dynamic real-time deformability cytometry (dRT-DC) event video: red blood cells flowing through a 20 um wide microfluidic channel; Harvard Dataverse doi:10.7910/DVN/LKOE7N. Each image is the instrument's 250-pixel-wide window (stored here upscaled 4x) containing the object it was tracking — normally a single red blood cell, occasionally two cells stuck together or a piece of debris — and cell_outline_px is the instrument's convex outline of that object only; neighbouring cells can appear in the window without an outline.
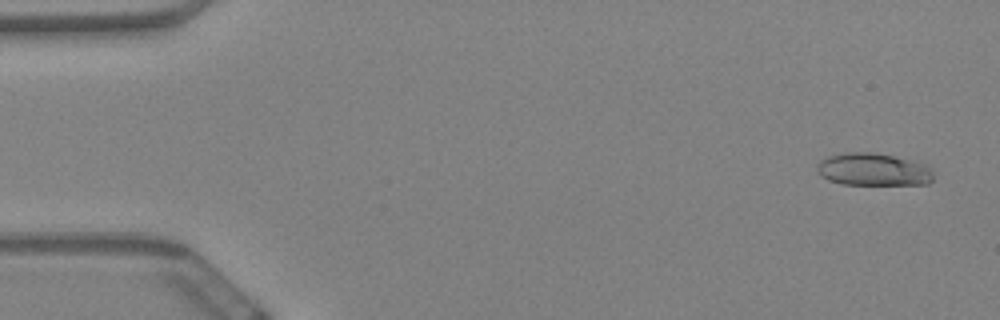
{"species": "Egyptian fruit bat (a non-hibernating species)", "species_latin": "Rousettus aegyptiacus", "temperature_condition": "warm", "stored_images_in_passage": 60, "camera_frame_rate_fps": 3000, "um_per_image_px": 0.085, "animal": {"sex": "female"}, "frame": {"image": 1, "passage_image": 2, "time_ms": 0.333, "image_size_px": [1000, 320], "cell_outline_px": [[932, 180], [928, 184], [840, 184], [828, 180], [820, 176], [816, 172], [816, 168], [820, 160], [828, 156], [844, 152], [872, 152], [892, 156], [928, 164], [932, 168]], "centroid_in_image_um": [74.2, 14.4], "position_along_channel_um": 10.8, "area_um2": 22.25}}
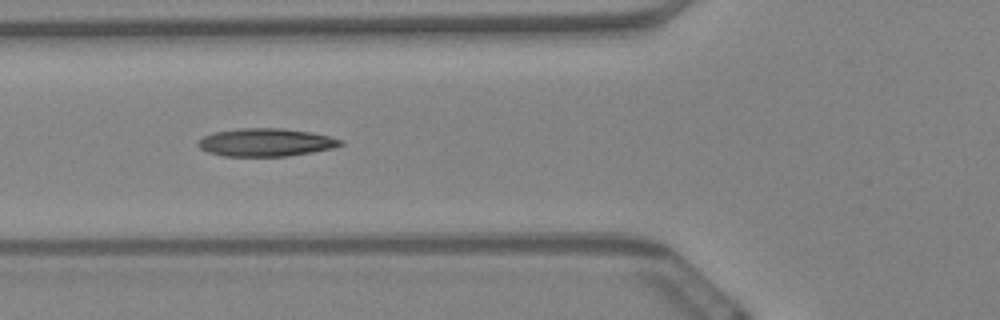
{"frame": {"image": 2, "passage_image": 22, "time_ms": 7.0, "image_size_px": [1000, 320], "cell_outline_px": [[344, 144], [332, 148], [312, 152], [288, 156], [224, 156], [208, 152], [200, 148], [196, 144], [204, 136], [212, 132], [240, 128], [284, 128], [312, 132], [344, 140]], "centroid_in_image_um": [22.6, 12.09], "position_along_channel_um": 103.2, "area_um2": 23.29}}
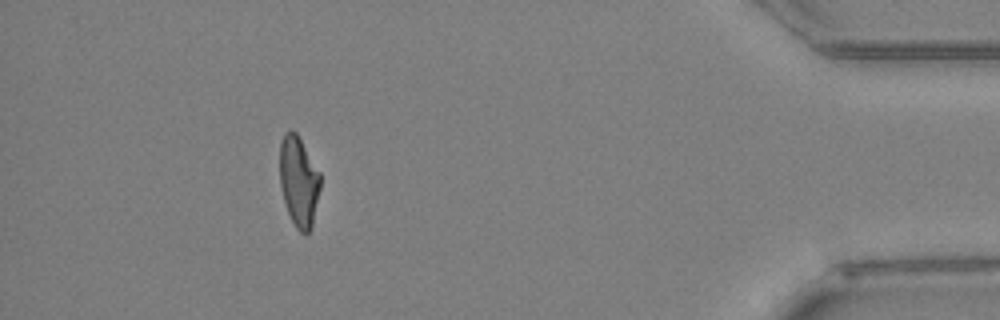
{"frame": {"image": 3, "passage_image": 54, "time_ms": 17.667, "image_size_px": [1000, 320], "cell_outline_px": [[320, 188], [312, 228], [304, 236], [296, 228], [288, 212], [284, 200], [280, 184], [280, 140], [284, 132], [292, 128], [296, 132], [320, 172]], "centroid_in_image_um": [25.39, 15.4], "position_along_channel_um": 409.8, "area_um2": 21.5}, "authors_computed_cell_mechanics": {"area_um2": 22.0796, "velocity_mm_per_s": 3.4084, "shape_relaxation_time_tau1_ms": null, "shape_relaxation_time_tau2_ms": 2.2477, "deformation_change_tau1": null, "deformation_change_tau2": 0.1012}}